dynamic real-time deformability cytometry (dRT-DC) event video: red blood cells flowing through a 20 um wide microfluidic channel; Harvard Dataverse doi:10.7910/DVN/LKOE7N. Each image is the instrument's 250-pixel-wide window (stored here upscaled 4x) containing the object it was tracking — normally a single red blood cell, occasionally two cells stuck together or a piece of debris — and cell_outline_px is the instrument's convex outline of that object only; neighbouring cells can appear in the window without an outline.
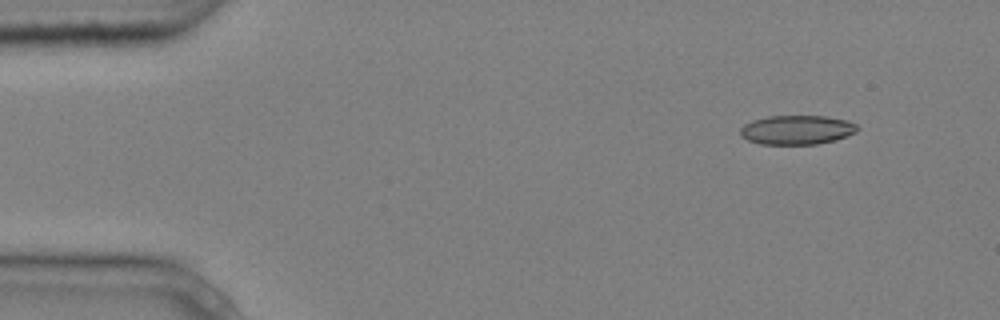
{"species": "common noctule bat (a hibernating species)", "species_latin": "Nyctalus noctula", "temperature_condition": "cold", "stored_images_in_passage": 6, "camera_frame_rate_fps": 3000, "um_per_image_px": 0.085, "animal": {"sex": "male", "body_mass_g": 20.4}, "frame": {"image": 1, "passage_image": 1, "time_ms": 0.0, "image_size_px": [1000, 320], "cell_outline_px": [[860, 128], [856, 132], [836, 140], [816, 144], [760, 144], [748, 140], [740, 136], [740, 128], [744, 124], [752, 120], [768, 116], [828, 116], [848, 120], [856, 124]], "centroid_in_image_um": [67.74, 11.03], "position_along_channel_um": 17.3, "area_um2": 20.11}}
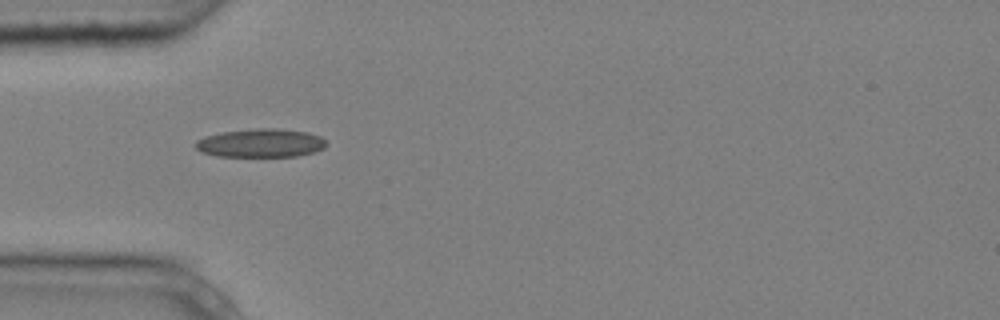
{"frame": {"image": 2, "passage_image": 5, "time_ms": 1.333, "image_size_px": [1000, 320], "cell_outline_px": [[328, 144], [324, 148], [312, 152], [296, 156], [216, 156], [200, 152], [196, 148], [196, 140], [204, 136], [220, 132], [256, 128], [276, 128], [308, 132], [320, 136]], "centroid_in_image_um": [22.14, 12.15], "position_along_channel_um": 62.9, "area_um2": 21.79}}
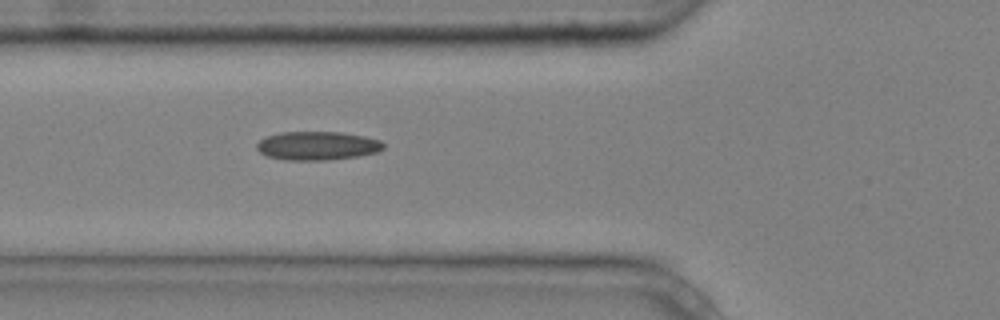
{"frame": {"image": 3, "passage_image": 6, "time_ms": 1.667, "image_size_px": [1000, 320], "cell_outline_px": [[384, 148], [376, 152], [356, 156], [324, 160], [288, 160], [268, 156], [260, 152], [256, 148], [256, 144], [260, 140], [268, 136], [280, 132], [340, 132], [364, 136], [380, 140], [384, 144]], "centroid_in_image_um": [26.96, 12.38], "position_along_channel_um": 98.8, "area_um2": 20.92}}